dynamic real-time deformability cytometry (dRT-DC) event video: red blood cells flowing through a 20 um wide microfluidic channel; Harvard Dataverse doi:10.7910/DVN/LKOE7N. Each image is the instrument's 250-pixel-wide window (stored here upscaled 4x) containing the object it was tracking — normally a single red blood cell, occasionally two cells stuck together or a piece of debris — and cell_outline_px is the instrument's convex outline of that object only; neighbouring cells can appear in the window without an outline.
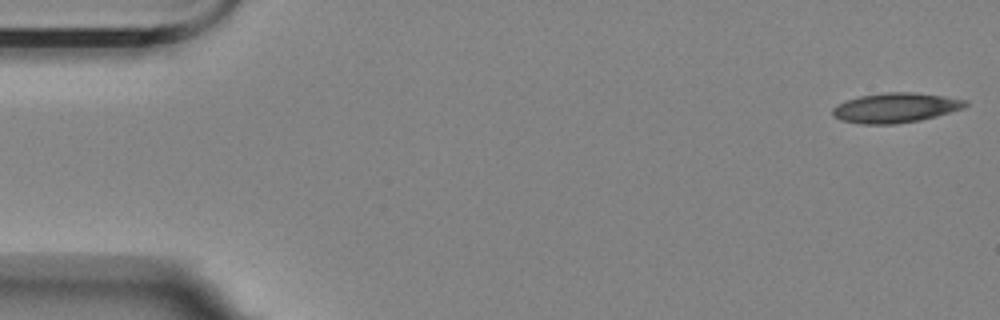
{"species": "Egyptian fruit bat (a non-hibernating species)", "species_latin": "Rousettus aegyptiacus", "temperature_condition": "room temperature", "stored_images_in_passage": 16, "camera_frame_rate_fps": 3000, "um_per_image_px": 0.085, "animal": {"sex": "female"}, "frame": {"image": 1, "passage_image": 1, "time_ms": 0.0, "image_size_px": [1000, 320], "cell_outline_px": [[968, 104], [964, 108], [936, 116], [920, 120], [896, 124], [860, 124], [840, 120], [832, 116], [832, 108], [836, 104], [860, 96], [884, 92], [912, 92], [944, 96], [968, 100]], "centroid_in_image_um": [76.1, 9.16], "position_along_channel_um": 8.9, "area_um2": 23.18}}
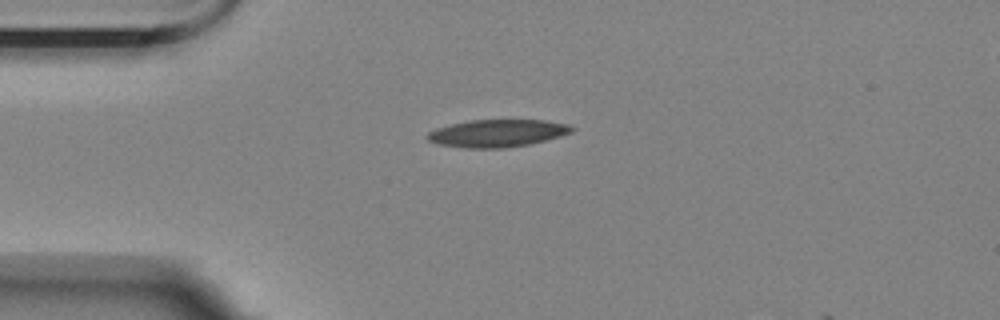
{"frame": {"image": 2, "passage_image": 13, "time_ms": 4.0, "image_size_px": [1000, 320], "cell_outline_px": [[576, 128], [572, 132], [560, 136], [528, 144], [504, 148], [468, 148], [440, 144], [428, 140], [424, 136], [428, 132], [436, 128], [452, 124], [472, 120], [544, 120], [568, 124]], "centroid_in_image_um": [42.28, 11.32], "position_along_channel_um": 42.7, "area_um2": 22.95}}